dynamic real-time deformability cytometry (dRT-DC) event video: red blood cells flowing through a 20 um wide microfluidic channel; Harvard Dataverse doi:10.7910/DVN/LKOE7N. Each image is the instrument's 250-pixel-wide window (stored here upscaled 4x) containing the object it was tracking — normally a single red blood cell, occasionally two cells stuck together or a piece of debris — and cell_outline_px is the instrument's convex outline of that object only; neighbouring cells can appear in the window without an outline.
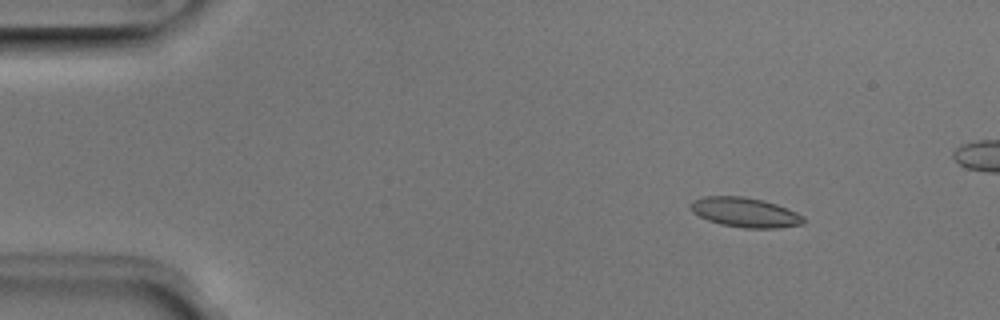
{"species": "Egyptian fruit bat (a non-hibernating species)", "species_latin": "Rousettus aegyptiacus", "temperature_condition": "room temperature", "stored_images_in_passage": 4, "camera_frame_rate_fps": 3000, "um_per_image_px": 0.085, "animal": {"sex": "male"}, "frame": {"image": 1, "passage_image": 1, "time_ms": 0.0, "image_size_px": [1000, 320], "cell_outline_px": [[804, 224], [780, 228], [744, 228], [720, 224], [708, 220], [692, 212], [688, 208], [688, 204], [692, 200], [704, 196], [740, 196], [764, 200], [776, 204], [796, 212], [804, 216]], "centroid_in_image_um": [63.3, 18.05], "position_along_channel_um": 21.7, "area_um2": 19.71}}